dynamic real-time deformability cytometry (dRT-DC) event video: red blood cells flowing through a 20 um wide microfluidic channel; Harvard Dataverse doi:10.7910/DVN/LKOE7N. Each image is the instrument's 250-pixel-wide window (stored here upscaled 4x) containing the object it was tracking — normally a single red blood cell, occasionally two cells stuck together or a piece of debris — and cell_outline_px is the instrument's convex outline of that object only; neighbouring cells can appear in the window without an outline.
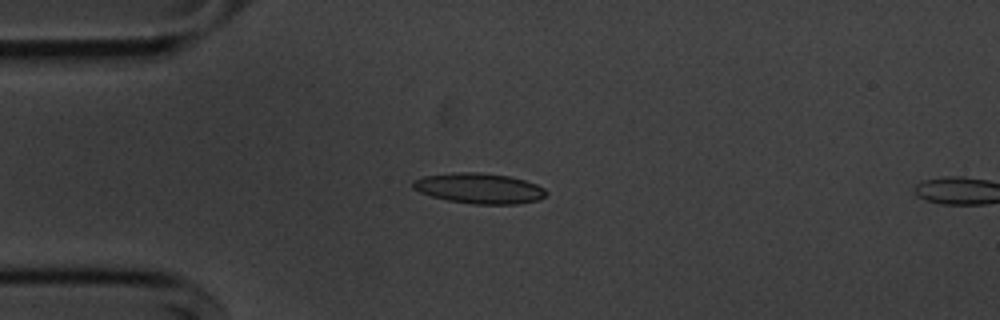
{"species": "common noctule bat (a hibernating species)", "species_latin": "Nyctalus noctula", "temperature_condition": "cold", "stored_images_in_passage": 15, "camera_frame_rate_fps": 3000, "um_per_image_px": 0.085, "animal": {"sex": "male", "body_mass_g": 20.1, "forearm_length_mm": 53.5}, "frame": {"image": 1, "passage_image": 13, "time_ms": 4.0, "image_size_px": [1000, 320], "cell_outline_px": [[548, 192], [540, 200], [516, 204], [476, 204], [448, 200], [432, 196], [420, 192], [412, 188], [412, 180], [424, 176], [452, 172], [480, 172], [508, 176], [524, 180], [536, 184], [544, 188]], "centroid_in_image_um": [40.73, 16.0], "position_along_channel_um": 44.3, "area_um2": 23.64}}